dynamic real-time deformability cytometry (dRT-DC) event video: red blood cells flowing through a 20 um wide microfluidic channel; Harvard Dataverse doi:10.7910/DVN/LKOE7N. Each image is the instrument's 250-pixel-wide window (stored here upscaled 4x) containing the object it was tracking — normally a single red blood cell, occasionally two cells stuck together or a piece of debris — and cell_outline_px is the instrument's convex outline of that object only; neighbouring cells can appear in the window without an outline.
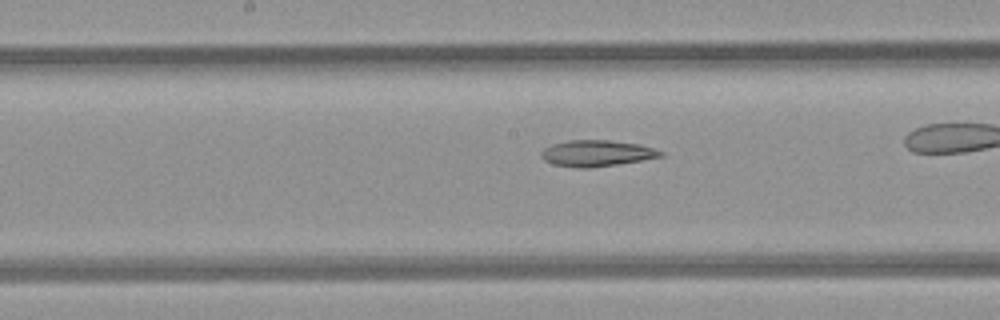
{"species": "common noctule bat (a hibernating species)", "species_latin": "Nyctalus noctula", "temperature_condition": "room temperature", "stored_images_in_passage": 34, "camera_frame_rate_fps": 3000, "um_per_image_px": 0.085, "animal": {"sex": "female", "body_mass_g": 21.9}, "frame": {"image": 1, "passage_image": 20, "time_ms": 6.333, "image_size_px": [1000, 320], "cell_outline_px": [[664, 156], [616, 164], [588, 168], [580, 168], [552, 164], [544, 160], [540, 156], [540, 152], [544, 148], [552, 144], [568, 140], [608, 140], [640, 144], [664, 152]], "centroid_in_image_um": [50.68, 13.02], "position_along_channel_um": 197.5, "area_um2": 18.15}}